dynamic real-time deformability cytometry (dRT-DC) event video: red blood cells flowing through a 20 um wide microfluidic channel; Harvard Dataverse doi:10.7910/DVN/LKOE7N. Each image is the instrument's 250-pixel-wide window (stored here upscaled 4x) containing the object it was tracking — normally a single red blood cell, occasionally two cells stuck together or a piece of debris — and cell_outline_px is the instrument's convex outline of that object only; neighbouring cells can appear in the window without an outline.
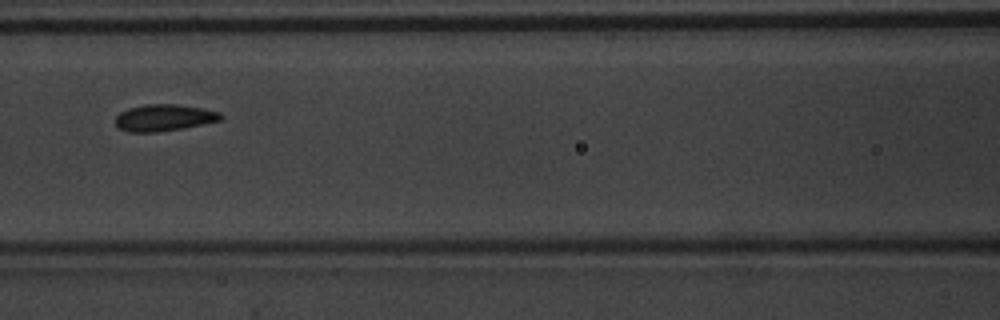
{"species": "common noctule bat (a hibernating species)", "species_latin": "Nyctalus noctula", "temperature_condition": "warm", "stored_images_in_passage": 3, "camera_frame_rate_fps": 3000, "um_per_image_px": 0.085, "animal": {"sex": "male", "body_mass_g": 20.1, "forearm_length_mm": 53.5}, "frame": {"image": 1, "passage_image": 3, "time_ms": 0.667, "image_size_px": [1000, 320], "cell_outline_px": [[224, 120], [184, 128], [160, 132], [128, 132], [116, 128], [116, 116], [120, 112], [128, 108], [148, 104], [176, 104], [200, 108], [220, 112], [224, 116]], "centroid_in_image_um": [13.95, 10.02], "position_along_channel_um": 152.6, "area_um2": 16.59}}